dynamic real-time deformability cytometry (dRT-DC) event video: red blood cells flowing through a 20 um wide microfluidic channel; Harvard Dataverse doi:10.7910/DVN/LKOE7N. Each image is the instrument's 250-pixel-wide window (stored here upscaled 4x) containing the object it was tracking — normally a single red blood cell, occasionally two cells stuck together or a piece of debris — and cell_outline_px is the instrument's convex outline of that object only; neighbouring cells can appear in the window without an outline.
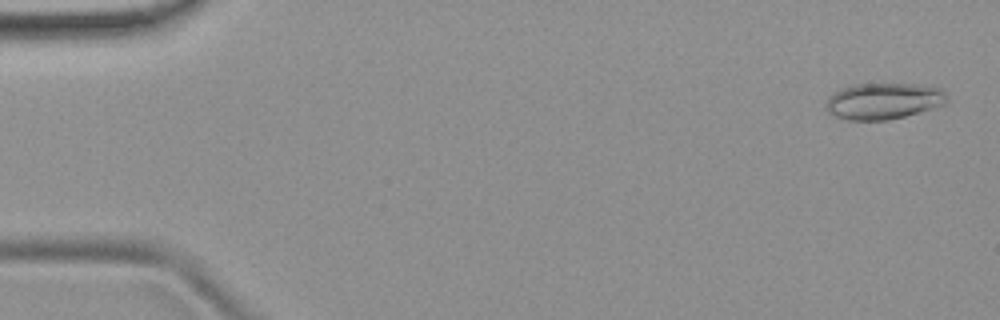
{"species": "common noctule bat (a hibernating species)", "species_latin": "Nyctalus noctula", "temperature_condition": "room temperature", "stored_images_in_passage": 6, "camera_frame_rate_fps": 3000, "um_per_image_px": 0.085, "animal": {"sex": "female", "body_mass_g": 19.9}, "frame": {"image": 1, "passage_image": 1, "time_ms": 0.0, "image_size_px": [1000, 320], "cell_outline_px": [[948, 100], [944, 104], [932, 108], [904, 116], [888, 120], [848, 120], [836, 116], [828, 112], [824, 104], [828, 96], [840, 88], [856, 84], [920, 84], [940, 88], [948, 96]], "centroid_in_image_um": [75.07, 8.58], "position_along_channel_um": 9.9, "area_um2": 25.66}}
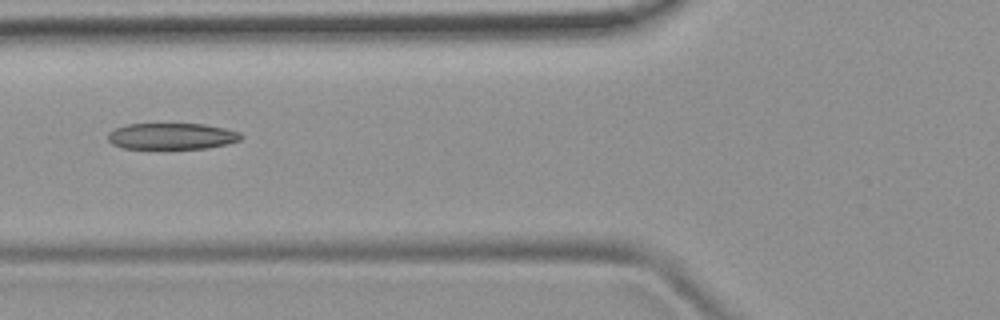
{"frame": {"image": 2, "passage_image": 6, "time_ms": 6.0, "image_size_px": [1000, 320], "cell_outline_px": [[244, 136], [240, 140], [228, 144], [208, 148], [120, 148], [112, 144], [108, 140], [108, 132], [116, 128], [128, 124], [204, 124], [224, 128], [240, 132]], "centroid_in_image_um": [14.62, 11.58], "position_along_channel_um": 111.2, "area_um2": 20.4}}